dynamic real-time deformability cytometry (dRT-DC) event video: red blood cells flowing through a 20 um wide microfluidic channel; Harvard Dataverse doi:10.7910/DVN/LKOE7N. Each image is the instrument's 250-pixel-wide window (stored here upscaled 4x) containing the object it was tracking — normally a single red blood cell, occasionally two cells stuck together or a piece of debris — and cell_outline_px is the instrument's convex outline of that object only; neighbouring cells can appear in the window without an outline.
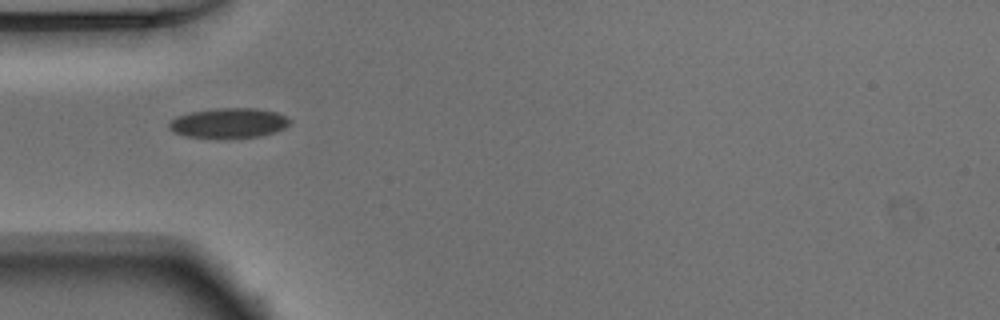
{"species": "Egyptian fruit bat (a non-hibernating species)", "species_latin": "Rousettus aegyptiacus", "temperature_condition": "warm", "stored_images_in_passage": 37, "camera_frame_rate_fps": 3000, "um_per_image_px": 0.085, "animal": {"sex": "male"}, "frame": {"image": 1, "passage_image": 1, "time_ms": 0.0, "image_size_px": [1000, 320], "cell_outline_px": [[292, 120], [284, 128], [260, 136], [188, 136], [176, 132], [168, 128], [168, 124], [176, 116], [188, 112], [216, 108], [256, 108], [276, 112]], "centroid_in_image_um": [19.44, 10.41], "position_along_channel_um": 65.6, "area_um2": 20.35}}
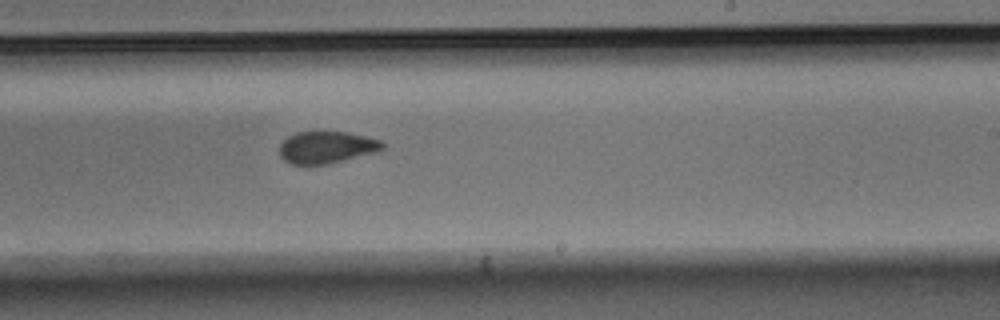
{"frame": {"image": 2, "passage_image": 16, "time_ms": 5.0, "image_size_px": [1000, 320], "cell_outline_px": [[384, 148], [376, 152], [324, 164], [292, 164], [284, 160], [280, 156], [280, 144], [288, 136], [296, 132], [348, 132], [368, 136], [380, 140], [384, 144]], "centroid_in_image_um": [27.76, 12.5], "position_along_channel_um": 261.2, "area_um2": 19.02}}
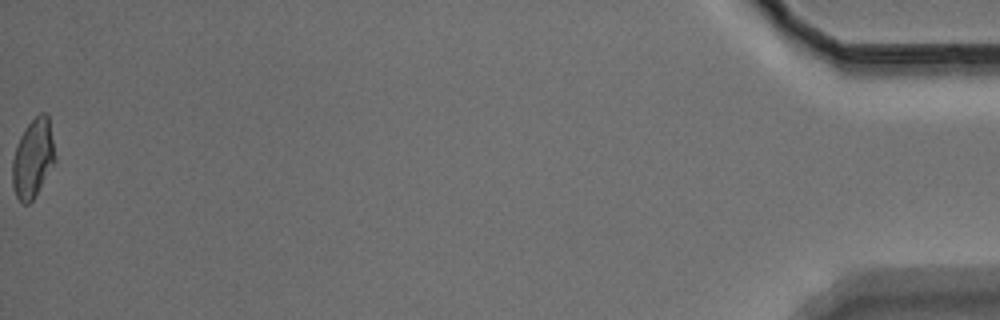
{"frame": {"image": 3, "passage_image": 37, "time_ms": 12.0, "image_size_px": [1000, 320], "cell_outline_px": [[56, 160], [36, 196], [28, 204], [24, 204], [16, 196], [12, 184], [12, 160], [16, 144], [24, 128], [40, 112], [44, 112], [48, 116], [56, 156]], "centroid_in_image_um": [2.8, 13.46], "position_along_channel_um": 432.4, "area_um2": 19.71}, "authors_computed_cell_mechanics": {"area_um2": 19.941, "velocity_mm_per_s": 3.9006, "shape_relaxation_time_tau1_ms": 4.1701, "shape_relaxation_time_tau2_ms": 1.1761, "deformation_change_tau1": 0.116, "deformation_change_tau2": 0.0584}}